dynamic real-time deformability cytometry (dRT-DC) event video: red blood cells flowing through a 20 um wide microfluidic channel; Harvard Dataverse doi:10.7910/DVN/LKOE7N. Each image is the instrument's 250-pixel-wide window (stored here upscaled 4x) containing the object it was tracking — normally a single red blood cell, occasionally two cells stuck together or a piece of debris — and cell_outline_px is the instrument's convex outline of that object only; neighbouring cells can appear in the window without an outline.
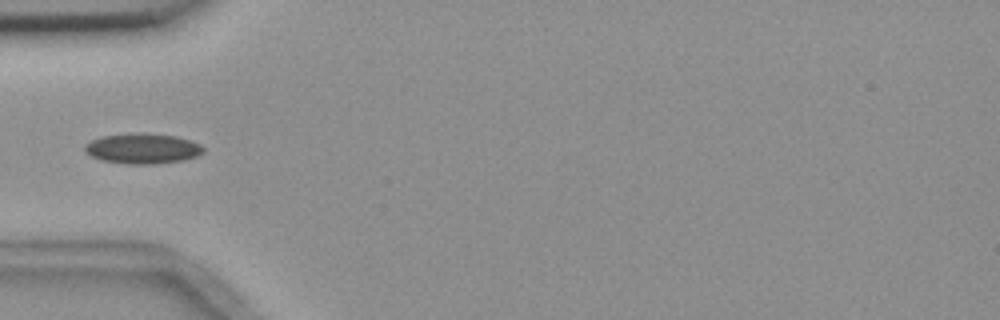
{"species": "common noctule bat (a hibernating species)", "species_latin": "Nyctalus noctula", "temperature_condition": "room temperature", "stored_images_in_passage": 7, "camera_frame_rate_fps": 3000, "um_per_image_px": 0.085, "animal": {"sex": "female", "body_mass_g": 18.4}, "frame": {"image": 1, "passage_image": 4, "time_ms": 3.333, "image_size_px": [1000, 320], "cell_outline_px": [[204, 152], [196, 156], [184, 160], [152, 164], [128, 164], [100, 160], [92, 156], [84, 148], [84, 144], [100, 136], [176, 136], [192, 140], [200, 144], [204, 148]], "centroid_in_image_um": [12.15, 12.68], "position_along_channel_um": 72.8, "area_um2": 19.94}}
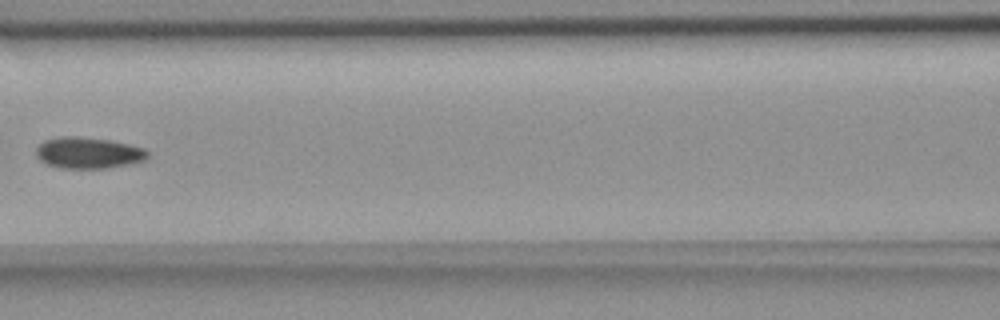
{"frame": {"image": 2, "passage_image": 6, "time_ms": 5.667, "image_size_px": [1000, 320], "cell_outline_px": [[148, 156], [144, 160], [128, 164], [108, 168], [60, 168], [48, 164], [40, 160], [36, 156], [36, 148], [44, 140], [64, 136], [76, 136], [112, 140], [144, 148], [148, 152]], "centroid_in_image_um": [7.5, 12.99], "position_along_channel_um": 159.1, "area_um2": 20.29}}
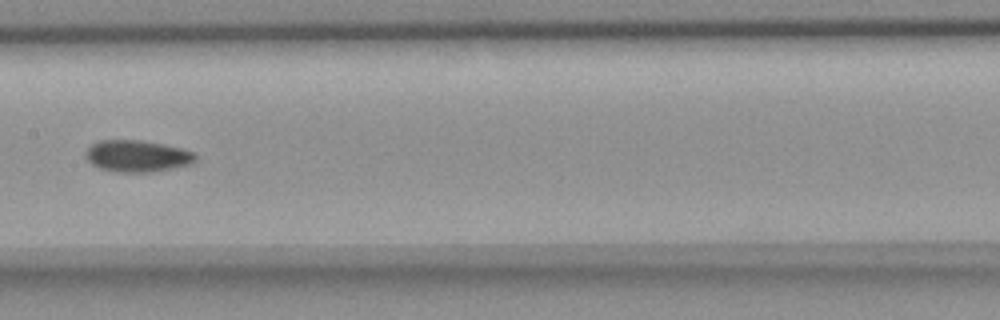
{"frame": {"image": 3, "passage_image": 7, "time_ms": 6.667, "image_size_px": [1000, 320], "cell_outline_px": [[196, 160], [188, 164], [172, 168], [148, 172], [116, 172], [100, 168], [92, 164], [88, 160], [84, 152], [92, 144], [100, 140], [140, 140], [164, 144], [196, 152]], "centroid_in_image_um": [11.65, 13.25], "position_along_channel_um": 195.7, "area_um2": 20.17}}